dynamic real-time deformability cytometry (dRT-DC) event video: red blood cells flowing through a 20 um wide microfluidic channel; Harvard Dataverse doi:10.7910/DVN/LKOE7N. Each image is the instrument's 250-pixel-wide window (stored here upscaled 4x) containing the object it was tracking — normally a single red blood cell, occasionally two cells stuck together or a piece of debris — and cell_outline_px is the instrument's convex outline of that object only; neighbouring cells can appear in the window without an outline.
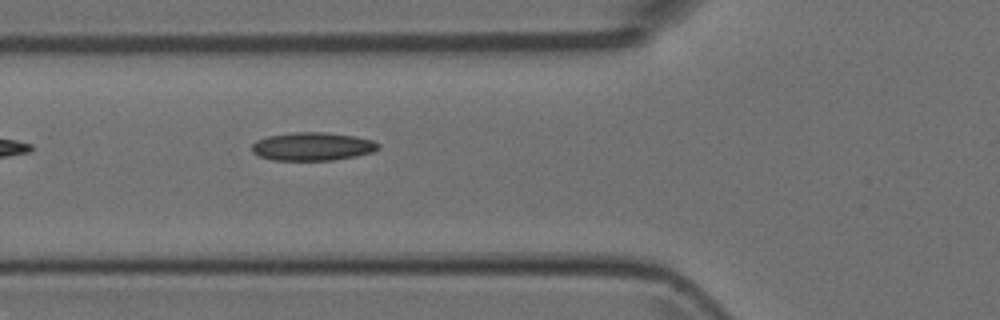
{"species": "Egyptian fruit bat (a non-hibernating species)", "species_latin": "Rousettus aegyptiacus", "temperature_condition": "room temperature", "stored_images_in_passage": 2, "camera_frame_rate_fps": 3000, "um_per_image_px": 0.085, "animal": {"sex": "female"}, "frame": {"image": 1, "passage_image": 2, "time_ms": 0.333, "image_size_px": [1000, 320], "cell_outline_px": [[380, 148], [372, 152], [356, 156], [332, 160], [272, 160], [260, 156], [252, 152], [252, 144], [256, 140], [268, 136], [292, 132], [324, 132], [356, 136], [372, 140], [380, 144]], "centroid_in_image_um": [26.57, 12.44], "position_along_channel_um": 99.2, "area_um2": 20.87}}